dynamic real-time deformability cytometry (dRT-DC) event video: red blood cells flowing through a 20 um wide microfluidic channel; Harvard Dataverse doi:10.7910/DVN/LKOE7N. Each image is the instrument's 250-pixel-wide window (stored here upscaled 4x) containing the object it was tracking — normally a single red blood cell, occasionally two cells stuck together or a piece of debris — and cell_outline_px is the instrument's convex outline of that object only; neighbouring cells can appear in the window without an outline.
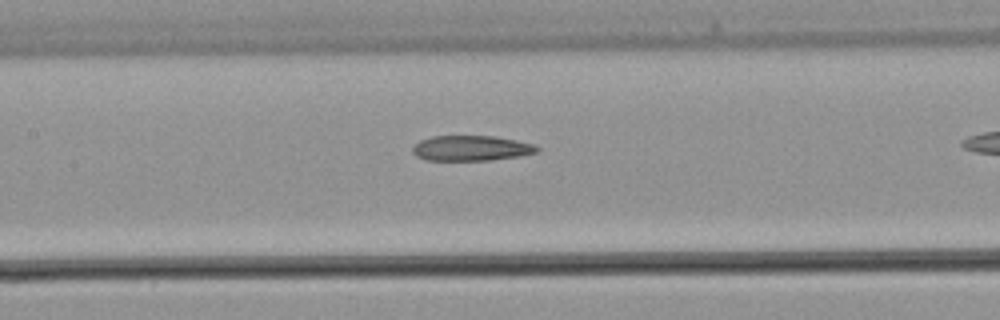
{"species": "common noctule bat (a hibernating species)", "species_latin": "Nyctalus noctula", "temperature_condition": "warm", "stored_images_in_passage": 14, "camera_frame_rate_fps": 3000, "um_per_image_px": 0.085, "animal": {"sex": "male", "body_mass_g": 21.5, "forearm_length_mm": 52.0}, "frame": {"image": 1, "passage_image": 7, "time_ms": 2.0, "image_size_px": [1000, 320], "cell_outline_px": [[540, 148], [536, 152], [516, 156], [488, 160], [424, 160], [416, 156], [412, 152], [412, 148], [420, 140], [432, 136], [492, 136], [516, 140], [532, 144]], "centroid_in_image_um": [39.99, 12.59], "position_along_channel_um": 167.4, "area_um2": 18.09}}